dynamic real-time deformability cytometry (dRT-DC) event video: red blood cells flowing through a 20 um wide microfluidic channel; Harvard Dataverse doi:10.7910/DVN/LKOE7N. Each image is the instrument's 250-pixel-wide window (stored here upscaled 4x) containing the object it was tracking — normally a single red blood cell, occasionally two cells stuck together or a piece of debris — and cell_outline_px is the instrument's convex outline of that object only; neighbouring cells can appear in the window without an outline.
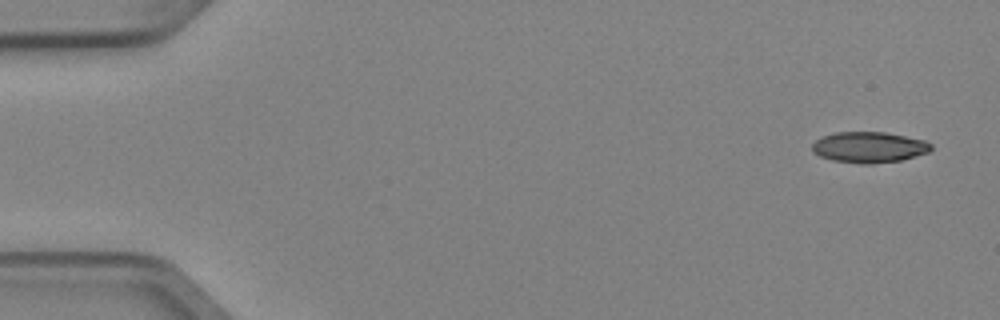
{"species": "Egyptian fruit bat (a non-hibernating species)", "species_latin": "Rousettus aegyptiacus", "temperature_condition": "cold", "stored_images_in_passage": 3, "camera_frame_rate_fps": 3000, "um_per_image_px": 0.085, "animal": {"sex": "female"}, "frame": {"image": 1, "passage_image": 1, "time_ms": 0.0, "image_size_px": [1000, 320], "cell_outline_px": [[932, 148], [928, 152], [900, 160], [872, 164], [860, 164], [832, 160], [820, 156], [812, 152], [812, 144], [816, 140], [824, 136], [836, 132], [884, 132], [924, 140], [932, 144]], "centroid_in_image_um": [73.85, 12.52], "position_along_channel_um": 11.2, "area_um2": 21.27}}